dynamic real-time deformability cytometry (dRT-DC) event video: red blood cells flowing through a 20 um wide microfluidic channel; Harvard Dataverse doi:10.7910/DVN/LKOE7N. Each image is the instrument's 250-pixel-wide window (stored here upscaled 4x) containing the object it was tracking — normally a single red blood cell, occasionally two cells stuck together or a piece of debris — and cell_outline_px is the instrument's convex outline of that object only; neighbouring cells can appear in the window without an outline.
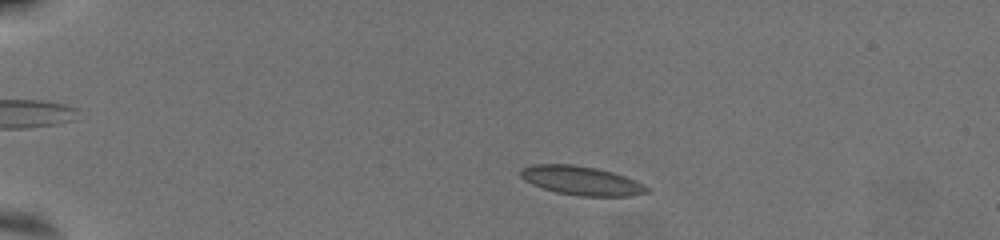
{"species": "common noctule bat (a hibernating species)", "species_latin": "Nyctalus noctula", "temperature_condition": "warm", "stored_images_in_passage": 57, "camera_frame_rate_fps": 3000, "um_per_image_px": 0.085, "animal": {"sex": "female", "body_mass_g": 19.5, "forearm_length_mm": 54.1}, "frame": {"image": 1, "passage_image": 10, "time_ms": 3.0, "image_size_px": [1000, 240], "cell_outline_px": [[648, 192], [628, 196], [580, 196], [556, 192], [532, 184], [524, 180], [520, 176], [520, 168], [532, 164], [572, 164], [596, 168], [612, 172], [624, 176], [648, 188]], "centroid_in_image_um": [49.34, 15.34], "position_along_channel_um": 35.7, "area_um2": 21.04}}
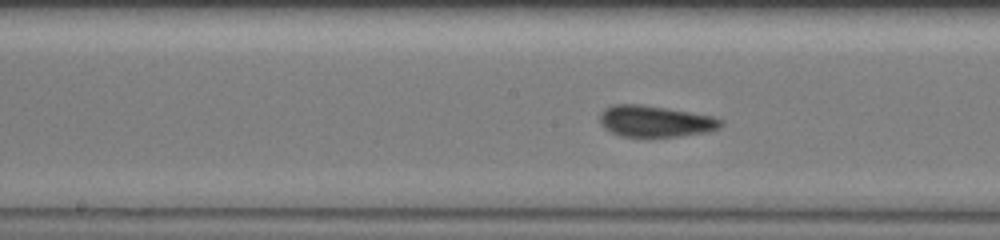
{"frame": {"image": 2, "passage_image": 30, "time_ms": 9.667, "image_size_px": [1000, 240], "cell_outline_px": [[724, 124], [720, 128], [708, 132], [680, 136], [648, 140], [620, 136], [604, 128], [600, 124], [600, 112], [604, 108], [612, 104], [640, 104], [712, 116], [724, 120]], "centroid_in_image_um": [55.67, 10.36], "position_along_channel_um": 192.5, "area_um2": 22.95}}
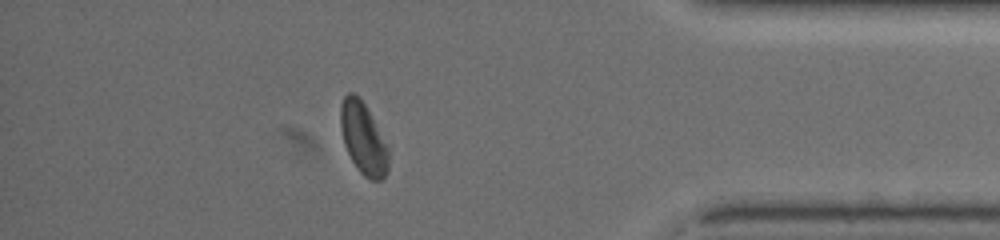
{"frame": {"image": 3, "passage_image": 50, "time_ms": 16.333, "image_size_px": [1000, 240], "cell_outline_px": [[388, 168], [384, 176], [380, 180], [368, 180], [360, 172], [352, 160], [344, 144], [340, 128], [340, 104], [344, 96], [348, 92], [352, 92], [364, 104], [388, 148]], "centroid_in_image_um": [30.84, 11.78], "position_along_channel_um": 404.4, "area_um2": 19.59}, "authors_computed_cell_mechanics": {"area_um2": 21.097, "velocity_mm_per_s": 3.5693, "shape_relaxation_time_tau1_ms": 10.6678, "shape_relaxation_time_tau2_ms": 1.4501, "deformation_change_tau1": 0.2303, "deformation_change_tau2": 0.0837}}